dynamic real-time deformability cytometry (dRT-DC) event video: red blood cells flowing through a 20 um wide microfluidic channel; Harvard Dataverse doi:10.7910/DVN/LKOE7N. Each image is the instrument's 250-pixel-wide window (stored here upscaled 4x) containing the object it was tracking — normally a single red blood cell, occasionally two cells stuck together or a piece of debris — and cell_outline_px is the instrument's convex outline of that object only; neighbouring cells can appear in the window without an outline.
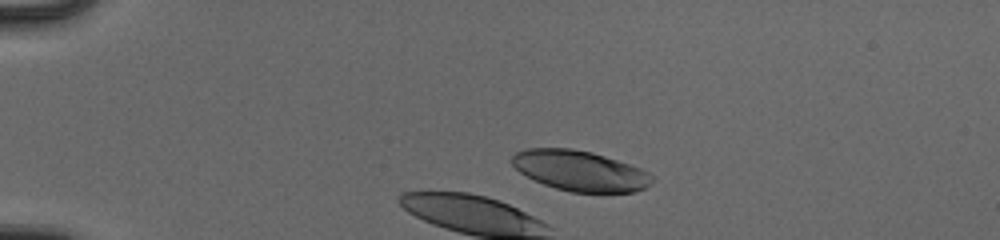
{"species": "human", "species_latin": "Homo sapiens", "temperature_condition": "cold", "stored_images_in_passage": 46, "camera_frame_rate_fps": 3000, "um_per_image_px": 0.085, "donor": {"sex": "male"}, "frame": {"image": 1, "passage_image": 14, "time_ms": 4.333, "image_size_px": [1000, 240], "cell_outline_px": [[652, 180], [644, 188], [632, 192], [572, 192], [556, 188], [544, 184], [520, 172], [512, 164], [512, 156], [516, 152], [528, 148], [572, 148], [592, 152], [640, 168], [648, 172], [652, 176]], "centroid_in_image_um": [49.28, 14.5], "position_along_channel_um": 35.7, "area_um2": 32.48}, "authors_computed_cell_mechanics": {"area_um2": 36.6741, "velocity_mm_per_s": 3.8874, "shape_relaxation_time_tau1_ms": 6.2152, "shape_relaxation_time_tau2_ms": null, "deformation_change_tau1": 0.2378, "deformation_change_tau2": null}}